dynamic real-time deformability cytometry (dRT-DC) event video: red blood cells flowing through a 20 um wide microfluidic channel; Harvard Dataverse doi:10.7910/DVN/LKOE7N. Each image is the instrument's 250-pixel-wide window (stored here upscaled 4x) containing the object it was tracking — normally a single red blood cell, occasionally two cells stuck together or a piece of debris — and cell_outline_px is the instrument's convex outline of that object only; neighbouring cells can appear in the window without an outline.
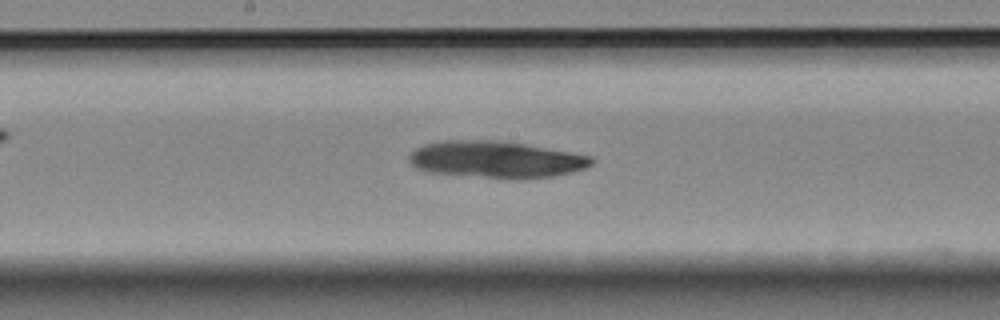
{"species": "Egyptian fruit bat (a non-hibernating species)", "species_latin": "Rousettus aegyptiacus", "temperature_condition": "room temperature", "stored_images_in_passage": 40, "camera_frame_rate_fps": 3000, "um_per_image_px": 0.085, "animal": {"sex": "female"}, "frame": {"image": 1, "passage_image": 13, "time_ms": 4.0, "image_size_px": [1000, 320], "cell_outline_px": [[596, 160], [592, 164], [584, 168], [572, 172], [552, 176], [484, 176], [428, 172], [416, 168], [408, 160], [408, 156], [416, 148], [424, 144], [440, 140], [500, 140], [572, 152], [592, 156]], "centroid_in_image_um": [42.13, 13.51], "position_along_channel_um": 206.1, "area_um2": 38.15}}
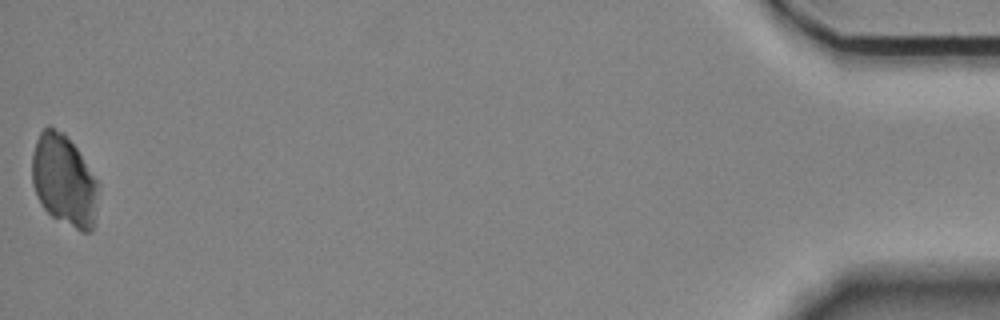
{"frame": {"image": 2, "passage_image": 40, "time_ms": 13.0, "image_size_px": [1000, 320], "cell_outline_px": [[100, 184], [92, 232], [80, 232], [52, 216], [44, 208], [32, 184], [32, 156], [36, 140], [40, 132], [48, 124], [64, 132], [76, 148]], "centroid_in_image_um": [5.46, 15.33], "position_along_channel_um": 429.7, "area_um2": 35.37}}